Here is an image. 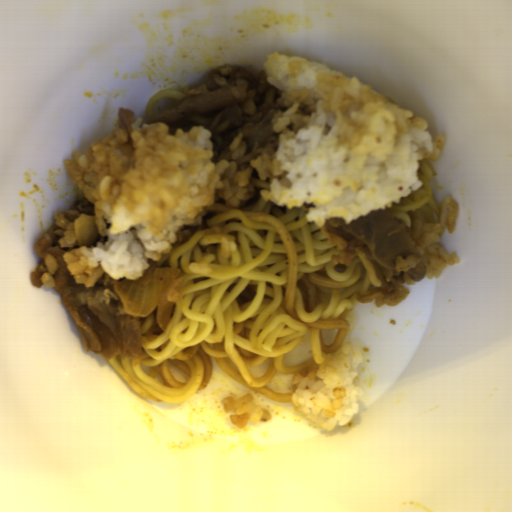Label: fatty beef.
<instances>
[{
    "label": "fatty beef",
    "mask_w": 512,
    "mask_h": 512,
    "mask_svg": "<svg viewBox=\"0 0 512 512\" xmlns=\"http://www.w3.org/2000/svg\"><path fill=\"white\" fill-rule=\"evenodd\" d=\"M267 74L262 68L248 65L211 68L180 106L149 116L146 123H163L171 136L178 130L207 129L214 163L230 162V144L243 134L244 153L234 163L240 170L247 169L251 161L276 153L279 148V134L271 123L275 114L283 111L282 91L268 81Z\"/></svg>",
    "instance_id": "8fa450e3"
},
{
    "label": "fatty beef",
    "mask_w": 512,
    "mask_h": 512,
    "mask_svg": "<svg viewBox=\"0 0 512 512\" xmlns=\"http://www.w3.org/2000/svg\"><path fill=\"white\" fill-rule=\"evenodd\" d=\"M81 214L95 217L91 200L56 213L55 224L34 247L40 263L31 271L30 281L35 287H42V275L48 272L44 260L51 255L57 262L54 291L60 292L63 304L81 334L85 351L108 360L116 356L137 359L143 353L141 315L127 312L124 301L115 290L116 284L128 279H113L106 274L88 288L76 283L66 266L63 256L69 248L60 247L59 243L68 226L74 225Z\"/></svg>",
    "instance_id": "1bbc456c"
},
{
    "label": "fatty beef",
    "mask_w": 512,
    "mask_h": 512,
    "mask_svg": "<svg viewBox=\"0 0 512 512\" xmlns=\"http://www.w3.org/2000/svg\"><path fill=\"white\" fill-rule=\"evenodd\" d=\"M321 235L338 249L331 264L349 266L357 251L368 257L381 282L378 289L358 293L359 302L375 307L395 306L409 295L406 285L426 275L418 242L402 222L388 209H379L357 218L350 224L337 216L327 219Z\"/></svg>",
    "instance_id": "5ad873be"
},
{
    "label": "fatty beef",
    "mask_w": 512,
    "mask_h": 512,
    "mask_svg": "<svg viewBox=\"0 0 512 512\" xmlns=\"http://www.w3.org/2000/svg\"><path fill=\"white\" fill-rule=\"evenodd\" d=\"M135 119V113L127 108H119L118 112V125L119 128L124 129L128 134L131 133V125Z\"/></svg>",
    "instance_id": "51303b74"
},
{
    "label": "fatty beef",
    "mask_w": 512,
    "mask_h": 512,
    "mask_svg": "<svg viewBox=\"0 0 512 512\" xmlns=\"http://www.w3.org/2000/svg\"><path fill=\"white\" fill-rule=\"evenodd\" d=\"M156 268H160L156 262L153 260H148V268L144 270L142 275L136 279L134 282L138 284H149L153 279Z\"/></svg>",
    "instance_id": "2513f850"
}]
</instances>
